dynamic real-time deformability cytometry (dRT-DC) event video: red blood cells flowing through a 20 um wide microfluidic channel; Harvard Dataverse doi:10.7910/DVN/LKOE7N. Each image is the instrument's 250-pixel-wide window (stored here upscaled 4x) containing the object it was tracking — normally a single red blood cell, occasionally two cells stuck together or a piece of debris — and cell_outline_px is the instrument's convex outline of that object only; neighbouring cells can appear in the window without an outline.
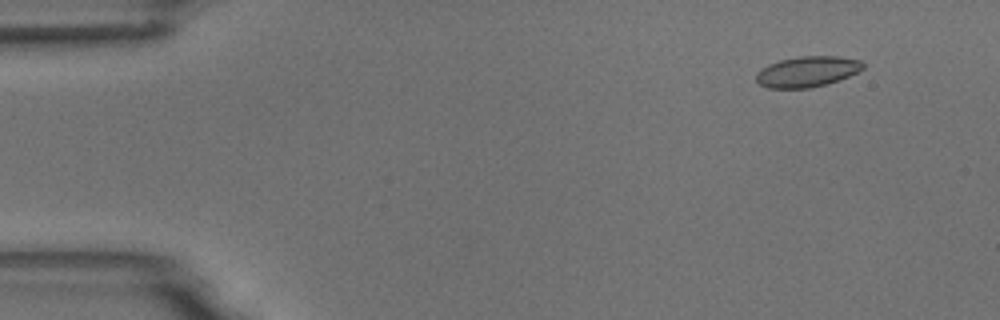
{"species": "common noctule bat (a hibernating species)", "species_latin": "Nyctalus noctula", "temperature_condition": "room temperature", "stored_images_in_passage": 7, "camera_frame_rate_fps": 3000, "um_per_image_px": 0.085, "animal": {"sex": "male", "body_mass_g": 18.8}, "frame": {"image": 1, "passage_image": 2, "time_ms": 1.0, "image_size_px": [1000, 320], "cell_outline_px": [[864, 68], [840, 80], [808, 88], [768, 88], [760, 84], [756, 80], [756, 72], [760, 68], [768, 64], [780, 60], [800, 56], [836, 56], [860, 60], [864, 64]], "centroid_in_image_um": [68.58, 6.08], "position_along_channel_um": 16.4, "area_um2": 19.02}}
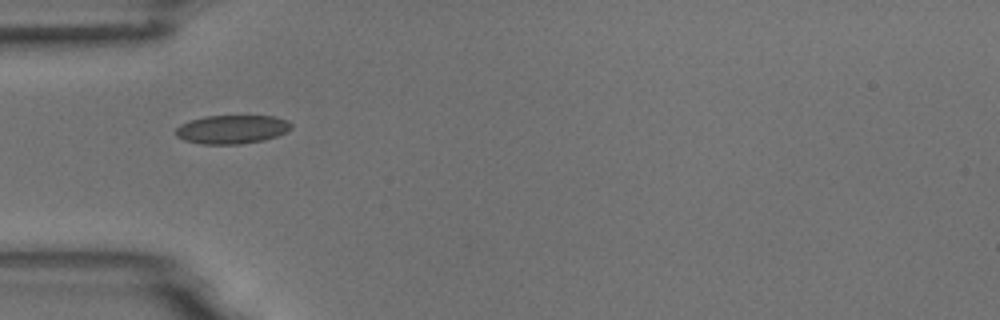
{"frame": {"image": 2, "passage_image": 5, "time_ms": 5.0, "image_size_px": [1000, 320], "cell_outline_px": [[292, 128], [288, 132], [264, 140], [240, 144], [200, 144], [184, 140], [176, 136], [176, 128], [180, 124], [188, 120], [204, 116], [276, 116], [288, 120], [292, 124]], "centroid_in_image_um": [19.73, 10.99], "position_along_channel_um": 65.3, "area_um2": 19.54}}